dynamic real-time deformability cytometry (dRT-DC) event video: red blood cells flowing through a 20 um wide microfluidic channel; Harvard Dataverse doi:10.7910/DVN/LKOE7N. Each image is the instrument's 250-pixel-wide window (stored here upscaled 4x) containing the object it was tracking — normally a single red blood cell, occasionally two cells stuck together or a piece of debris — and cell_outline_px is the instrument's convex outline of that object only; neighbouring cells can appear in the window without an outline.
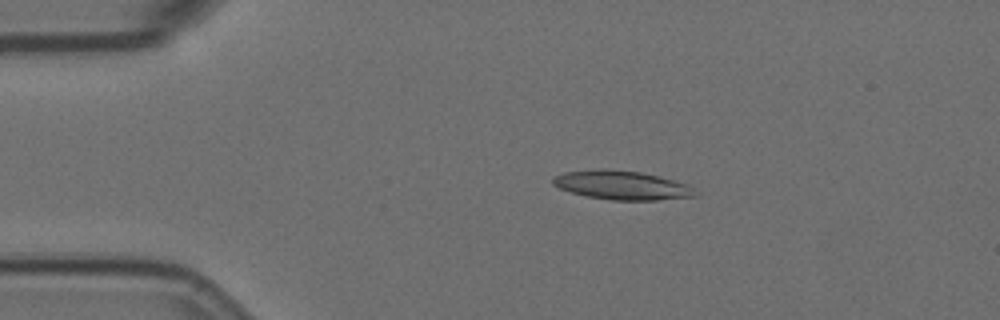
{"species": "Egyptian fruit bat (a non-hibernating species)", "species_latin": "Rousettus aegyptiacus", "temperature_condition": "room temperature", "stored_images_in_passage": 4, "camera_frame_rate_fps": 3000, "um_per_image_px": 0.085, "animal": {"sex": "female"}, "frame": {"image": 1, "passage_image": 1, "time_ms": 0.0, "image_size_px": [1000, 320], "cell_outline_px": [[696, 196], [656, 200], [612, 200], [588, 196], [572, 192], [560, 188], [552, 184], [552, 176], [564, 172], [596, 168], [604, 168], [640, 172], [660, 176], [688, 184], [692, 188]], "centroid_in_image_um": [52.81, 15.72], "position_along_channel_um": 32.2, "area_um2": 23.99}}